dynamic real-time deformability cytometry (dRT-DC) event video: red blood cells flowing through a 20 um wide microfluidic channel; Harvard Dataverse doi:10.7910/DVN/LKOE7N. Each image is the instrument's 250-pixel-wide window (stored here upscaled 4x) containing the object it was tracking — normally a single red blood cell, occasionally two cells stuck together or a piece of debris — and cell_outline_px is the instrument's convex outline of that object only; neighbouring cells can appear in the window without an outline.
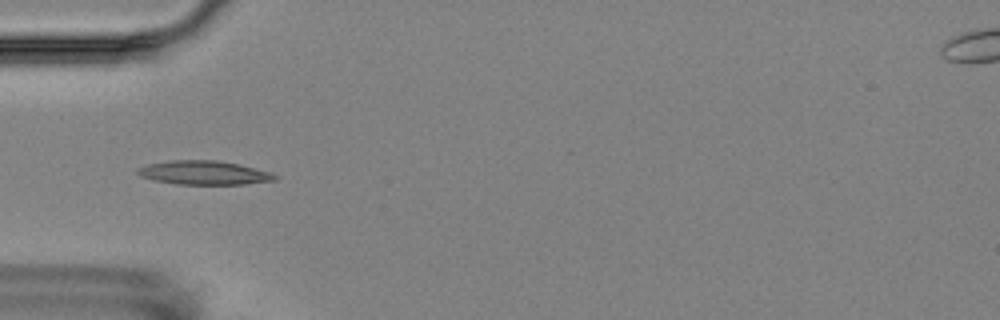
{"species": "Egyptian fruit bat (a non-hibernating species)", "species_latin": "Rousettus aegyptiacus", "temperature_condition": "room temperature", "stored_images_in_passage": 2, "camera_frame_rate_fps": 3000, "um_per_image_px": 0.085, "animal": {"sex": "female"}, "frame": {"image": 1, "passage_image": 1, "time_ms": 0.0, "image_size_px": [1000, 320], "cell_outline_px": [[276, 180], [244, 184], [176, 184], [152, 180], [140, 176], [136, 172], [136, 168], [148, 164], [168, 160], [216, 160], [236, 164], [268, 172], [276, 176]], "centroid_in_image_um": [17.23, 14.68], "position_along_channel_um": 67.8, "area_um2": 18.9}}